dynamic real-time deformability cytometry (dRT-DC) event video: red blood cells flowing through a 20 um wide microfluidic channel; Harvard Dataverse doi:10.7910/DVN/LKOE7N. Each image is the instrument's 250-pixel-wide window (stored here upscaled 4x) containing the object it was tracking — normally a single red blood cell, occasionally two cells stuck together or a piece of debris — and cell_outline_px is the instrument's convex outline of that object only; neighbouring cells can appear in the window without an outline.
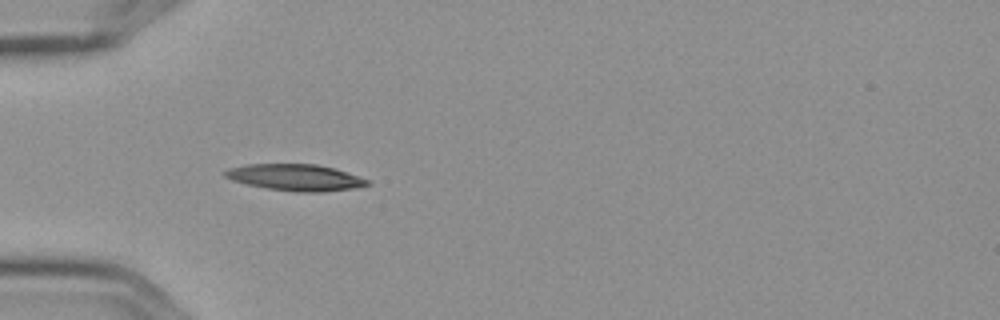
{"species": "Egyptian fruit bat (a non-hibernating species)", "species_latin": "Rousettus aegyptiacus", "temperature_condition": "cold", "stored_images_in_passage": 9, "camera_frame_rate_fps": 3000, "um_per_image_px": 0.085, "frame": {"image": 1, "passage_image": 4, "time_ms": 1.0, "image_size_px": [1000, 320], "cell_outline_px": [[372, 184], [356, 188], [324, 192], [296, 192], [268, 188], [248, 184], [232, 180], [224, 176], [224, 172], [228, 168], [248, 164], [316, 164], [332, 168], [368, 180]], "centroid_in_image_um": [25.1, 15.09], "position_along_channel_um": 59.9, "area_um2": 21.73}}
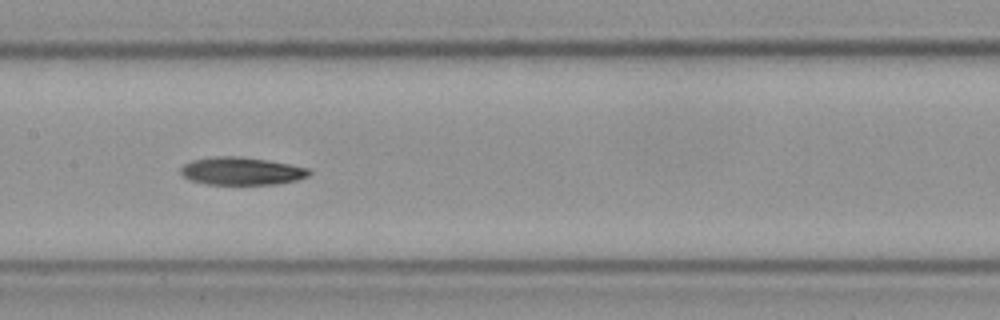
{"frame": {"image": 2, "passage_image": 7, "time_ms": 2.0, "image_size_px": [1000, 320], "cell_outline_px": [[312, 172], [308, 176], [296, 180], [276, 184], [204, 184], [188, 180], [180, 172], [180, 168], [184, 164], [192, 160], [216, 156], [236, 156], [264, 160], [288, 164], [308, 168]], "centroid_in_image_um": [20.49, 14.55], "position_along_channel_um": 186.9, "area_um2": 20.63}}
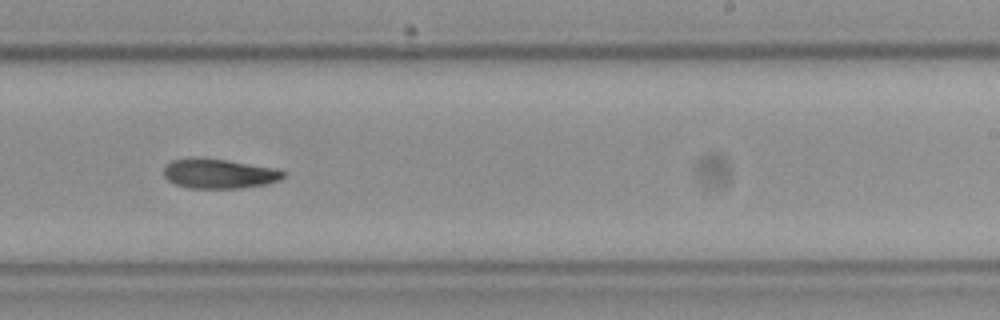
{"frame": {"image": 3, "passage_image": 9, "time_ms": 2.667, "image_size_px": [1000, 320], "cell_outline_px": [[284, 176], [280, 180], [268, 184], [240, 188], [188, 188], [176, 184], [168, 180], [164, 176], [164, 168], [172, 160], [224, 160], [276, 168], [284, 172]], "centroid_in_image_um": [18.67, 14.8], "position_along_channel_um": 270.3, "area_um2": 19.94}}